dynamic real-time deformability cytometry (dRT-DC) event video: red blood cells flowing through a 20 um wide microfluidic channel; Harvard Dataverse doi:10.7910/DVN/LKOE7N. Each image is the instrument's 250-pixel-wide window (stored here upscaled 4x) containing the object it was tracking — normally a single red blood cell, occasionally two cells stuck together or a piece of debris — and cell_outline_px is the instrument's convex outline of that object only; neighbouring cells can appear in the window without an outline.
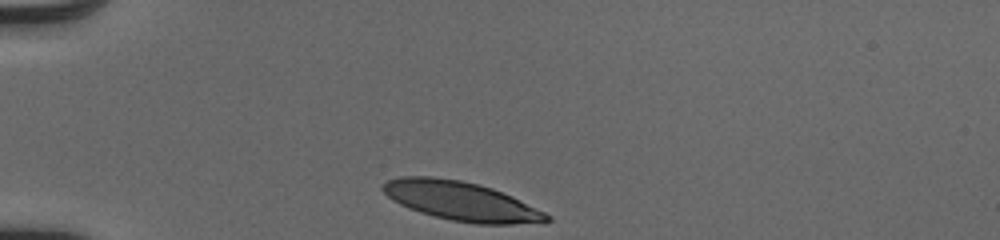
{"species": "human", "species_latin": "Homo sapiens", "temperature_condition": "cold", "stored_images_in_passage": 30, "camera_frame_rate_fps": 3000, "um_per_image_px": 0.085, "donor": {"sex": "male"}, "frame": {"image": 1, "passage_image": 1, "time_ms": 0.0, "image_size_px": [1000, 240], "cell_outline_px": [[552, 220], [512, 224], [476, 224], [452, 220], [420, 212], [408, 208], [392, 200], [380, 188], [388, 180], [400, 176], [432, 176], [460, 180], [480, 184], [492, 188], [512, 196], [552, 216]], "centroid_in_image_um": [39.16, 17.08], "position_along_channel_um": 45.8, "area_um2": 36.99}}
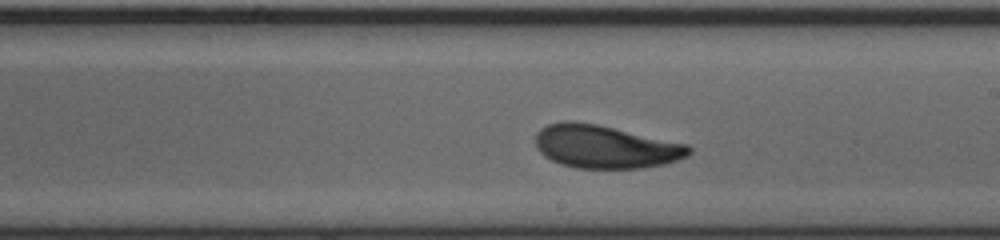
{"frame": {"image": 2, "passage_image": 18, "time_ms": 5.667, "image_size_px": [1000, 240], "cell_outline_px": [[692, 152], [688, 156], [664, 164], [640, 168], [576, 168], [560, 164], [544, 156], [536, 148], [536, 132], [540, 128], [548, 124], [564, 120], [572, 120], [596, 124], [688, 144], [692, 148]], "centroid_in_image_um": [51.43, 12.46], "position_along_channel_um": 237.6, "area_um2": 38.61}}
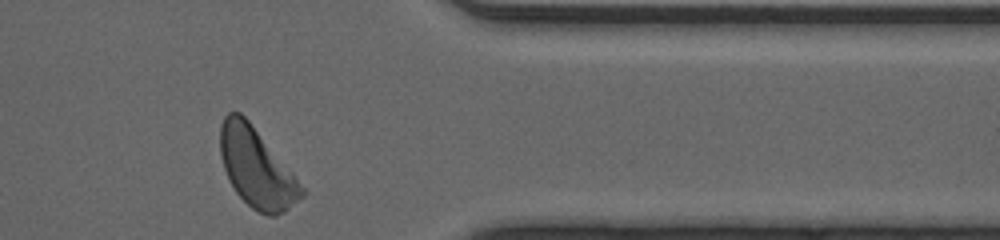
{"frame": {"image": 3, "passage_image": 30, "time_ms": 9.667, "image_size_px": [1000, 240], "cell_outline_px": [[304, 196], [284, 212], [276, 216], [268, 216], [252, 208], [236, 192], [224, 168], [220, 156], [220, 124], [224, 116], [228, 112], [240, 112], [248, 120], [292, 172], [304, 188]], "centroid_in_image_um": [21.8, 14.27], "position_along_channel_um": 389.6, "area_um2": 37.05}, "authors_computed_cell_mechanics": {"area_um2": 38.0902, "velocity_mm_per_s": 4.0592, "shape_relaxation_time_tau1_ms": 2.32, "shape_relaxation_time_tau2_ms": 1.3414, "deformation_change_tau1": 0.1495, "deformation_change_tau2": 0.0812}}